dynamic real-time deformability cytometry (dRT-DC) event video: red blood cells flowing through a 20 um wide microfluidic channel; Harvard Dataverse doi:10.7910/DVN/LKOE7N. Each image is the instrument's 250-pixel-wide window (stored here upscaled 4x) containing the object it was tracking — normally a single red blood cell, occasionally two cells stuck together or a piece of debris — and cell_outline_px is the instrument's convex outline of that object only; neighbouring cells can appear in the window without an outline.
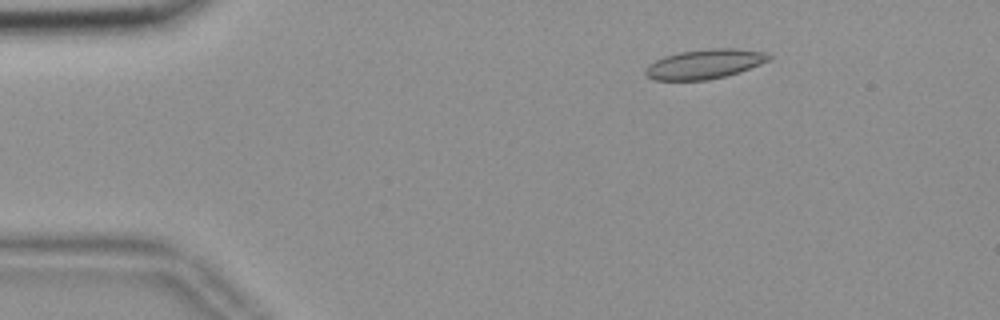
{"species": "common noctule bat (a hibernating species)", "species_latin": "Nyctalus noctula", "temperature_condition": "room temperature", "stored_images_in_passage": 56, "camera_frame_rate_fps": 3000, "um_per_image_px": 0.085, "animal": {"sex": "female", "body_mass_g": 18.4}, "frame": {"image": 1, "passage_image": 9, "time_ms": 2.667, "image_size_px": [1000, 320], "cell_outline_px": [[772, 56], [768, 60], [760, 64], [740, 72], [708, 80], [656, 80], [648, 76], [644, 72], [648, 64], [664, 56], [680, 52], [708, 48], [732, 48], [764, 52]], "centroid_in_image_um": [59.88, 5.44], "position_along_channel_um": 25.1, "area_um2": 21.1}}
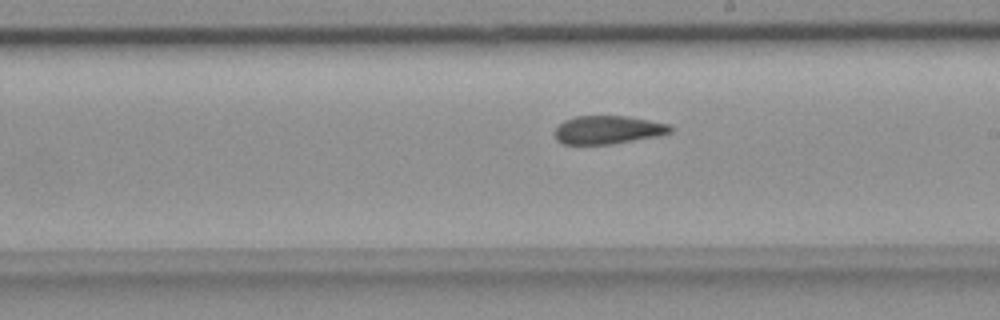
{"frame": {"image": 2, "passage_image": 32, "time_ms": 10.333, "image_size_px": [1000, 320], "cell_outline_px": [[672, 132], [660, 136], [608, 144], [564, 144], [556, 140], [556, 128], [564, 120], [576, 116], [628, 116], [668, 124], [672, 128]], "centroid_in_image_um": [51.69, 11.03], "position_along_channel_um": 237.3, "area_um2": 18.9}}
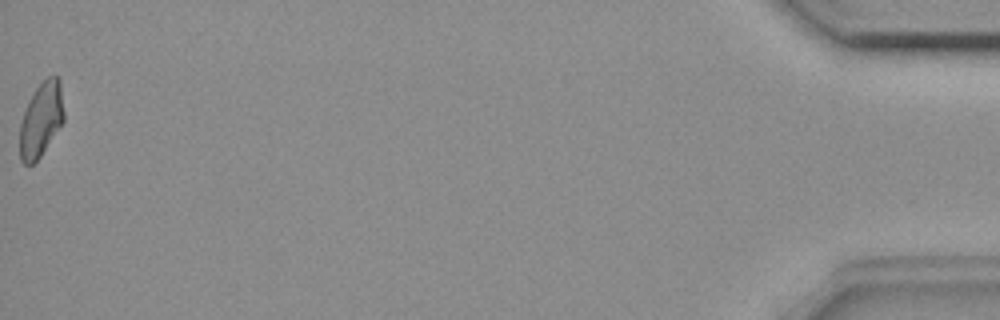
{"frame": {"image": 3, "passage_image": 56, "time_ms": 18.333, "image_size_px": [1000, 320], "cell_outline_px": [[64, 120], [40, 156], [32, 164], [24, 164], [20, 160], [20, 124], [24, 112], [36, 88], [48, 76], [60, 76], [64, 112]], "centroid_in_image_um": [3.51, 10.14], "position_along_channel_um": 431.7, "area_um2": 18.84}, "authors_computed_cell_mechanics": {"area_um2": 20.0855, "velocity_mm_per_s": 3.6679, "shape_relaxation_time_tau1_ms": null, "shape_relaxation_time_tau2_ms": 3.2813, "deformation_change_tau1": null, "deformation_change_tau2": 0.0895}}